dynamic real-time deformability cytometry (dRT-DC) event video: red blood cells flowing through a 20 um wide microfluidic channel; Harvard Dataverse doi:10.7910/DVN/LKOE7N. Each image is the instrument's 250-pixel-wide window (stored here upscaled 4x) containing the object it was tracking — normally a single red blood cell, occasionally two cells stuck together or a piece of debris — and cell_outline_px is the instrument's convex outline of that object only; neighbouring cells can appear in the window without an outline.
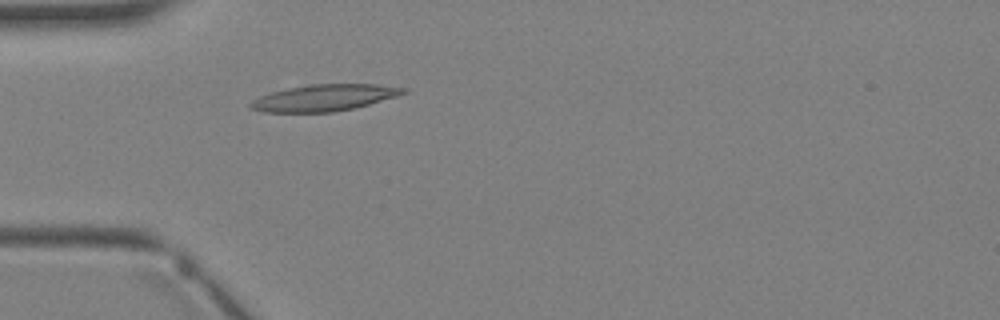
{"species": "Egyptian fruit bat (a non-hibernating species)", "species_latin": "Rousettus aegyptiacus", "temperature_condition": "warm", "stored_images_in_passage": 3, "camera_frame_rate_fps": 3000, "um_per_image_px": 0.085, "animal": {"sex": "female"}, "frame": {"image": 1, "passage_image": 3, "time_ms": 2.333, "image_size_px": [1000, 320], "cell_outline_px": [[408, 92], [396, 96], [356, 108], [332, 112], [264, 112], [252, 108], [248, 104], [252, 100], [260, 96], [272, 92], [288, 88], [308, 84], [376, 84], [408, 88]], "centroid_in_image_um": [27.58, 8.3], "position_along_channel_um": 57.4, "area_um2": 23.58}}